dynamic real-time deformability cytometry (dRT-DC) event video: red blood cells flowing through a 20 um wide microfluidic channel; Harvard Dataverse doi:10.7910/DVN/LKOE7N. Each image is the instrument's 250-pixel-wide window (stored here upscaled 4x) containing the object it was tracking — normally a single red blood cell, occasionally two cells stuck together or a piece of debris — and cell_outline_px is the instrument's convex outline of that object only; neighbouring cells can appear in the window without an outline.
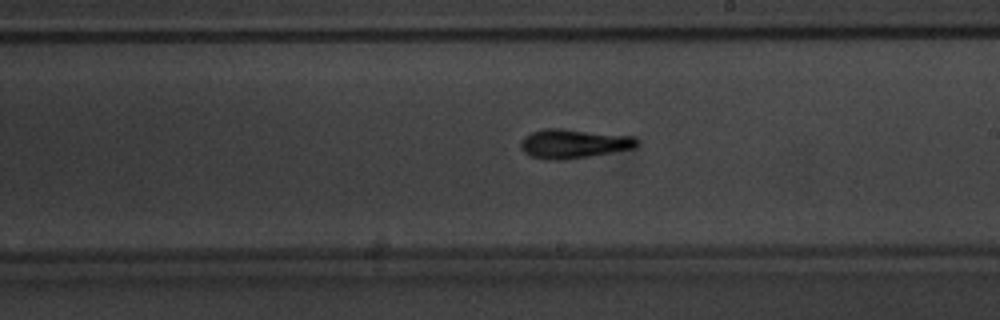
{"species": "common noctule bat (a hibernating species)", "species_latin": "Nyctalus noctula", "temperature_condition": "warm", "stored_images_in_passage": 45, "camera_frame_rate_fps": 3000, "um_per_image_px": 0.085, "animal": {"sex": "male", "body_mass_g": 20.1, "forearm_length_mm": 53.5}, "frame": {"image": 1, "passage_image": 26, "time_ms": 8.333, "image_size_px": [1000, 320], "cell_outline_px": [[640, 144], [636, 148], [564, 160], [556, 160], [532, 156], [524, 152], [520, 148], [520, 144], [524, 136], [532, 132], [544, 128], [560, 128], [636, 136], [640, 140]], "centroid_in_image_um": [48.82, 12.19], "position_along_channel_um": 240.2, "area_um2": 19.88}}
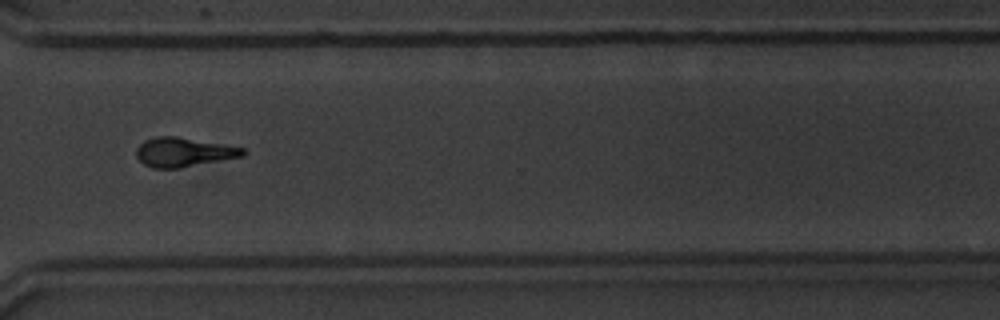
{"frame": {"image": 2, "passage_image": 35, "time_ms": 11.333, "image_size_px": [1000, 320], "cell_outline_px": [[248, 152], [244, 156], [180, 168], [152, 168], [144, 164], [136, 156], [136, 148], [144, 140], [156, 136], [176, 136], [244, 148]], "centroid_in_image_um": [15.6, 12.93], "position_along_channel_um": 355.0, "area_um2": 18.15}}
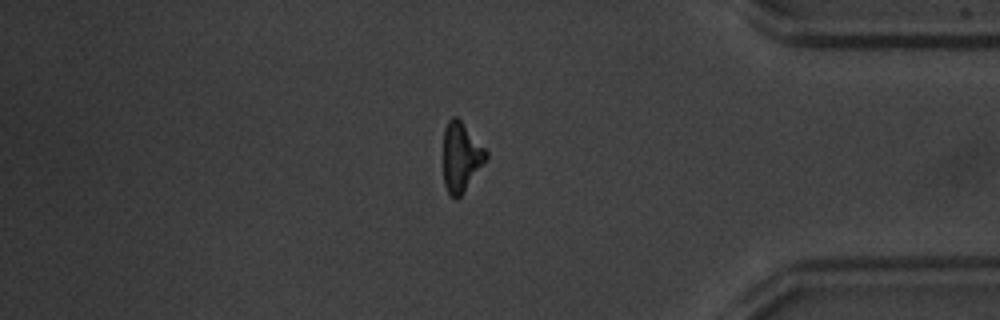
{"frame": {"image": 3, "passage_image": 40, "time_ms": 13.0, "image_size_px": [1000, 320], "cell_outline_px": [[488, 156], [460, 196], [456, 200], [448, 192], [444, 184], [444, 128], [448, 120], [452, 116], [456, 116], [460, 120], [488, 152]], "centroid_in_image_um": [39.16, 13.32], "position_along_channel_um": 396.0, "area_um2": 16.82}}